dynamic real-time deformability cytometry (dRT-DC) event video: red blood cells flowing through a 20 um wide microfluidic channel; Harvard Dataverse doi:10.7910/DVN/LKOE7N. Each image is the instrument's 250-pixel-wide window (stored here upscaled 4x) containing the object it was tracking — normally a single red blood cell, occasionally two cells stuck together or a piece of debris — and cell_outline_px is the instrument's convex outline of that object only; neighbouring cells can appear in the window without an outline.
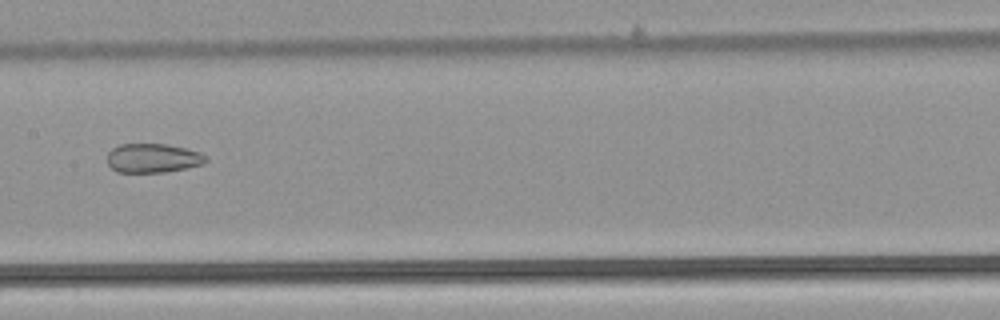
{"species": "common noctule bat (a hibernating species)", "species_latin": "Nyctalus noctula", "temperature_condition": "warm", "stored_images_in_passage": 5, "camera_frame_rate_fps": 3000, "um_per_image_px": 0.085, "animal": {"sex": "male", "body_mass_g": 21.5, "forearm_length_mm": 52.0}, "frame": {"image": 1, "passage_image": 4, "time_ms": 1.0, "image_size_px": [1000, 320], "cell_outline_px": [[208, 160], [204, 164], [164, 172], [116, 172], [108, 164], [108, 152], [112, 148], [120, 144], [168, 144], [188, 148], [200, 152], [208, 156]], "centroid_in_image_um": [13.03, 13.43], "position_along_channel_um": 194.4, "area_um2": 16.88}}
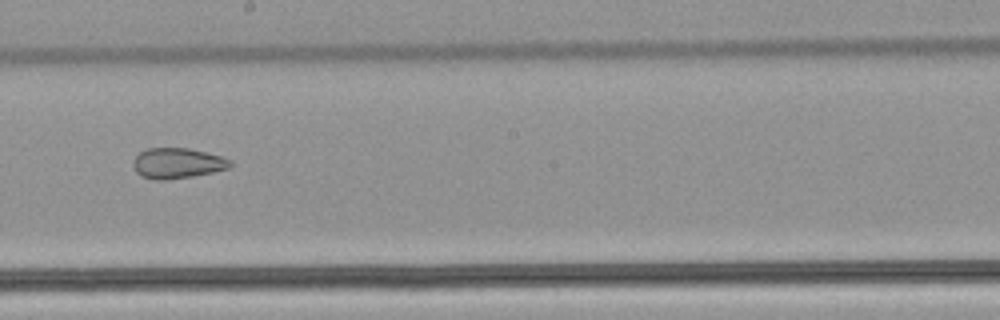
{"frame": {"image": 2, "passage_image": 5, "time_ms": 1.333, "image_size_px": [1000, 320], "cell_outline_px": [[232, 164], [228, 168], [212, 172], [192, 176], [164, 180], [156, 180], [140, 176], [136, 172], [132, 164], [136, 156], [140, 152], [148, 148], [188, 148], [220, 156], [232, 160]], "centroid_in_image_um": [15.05, 13.87], "position_along_channel_um": 233.2, "area_um2": 17.11}}